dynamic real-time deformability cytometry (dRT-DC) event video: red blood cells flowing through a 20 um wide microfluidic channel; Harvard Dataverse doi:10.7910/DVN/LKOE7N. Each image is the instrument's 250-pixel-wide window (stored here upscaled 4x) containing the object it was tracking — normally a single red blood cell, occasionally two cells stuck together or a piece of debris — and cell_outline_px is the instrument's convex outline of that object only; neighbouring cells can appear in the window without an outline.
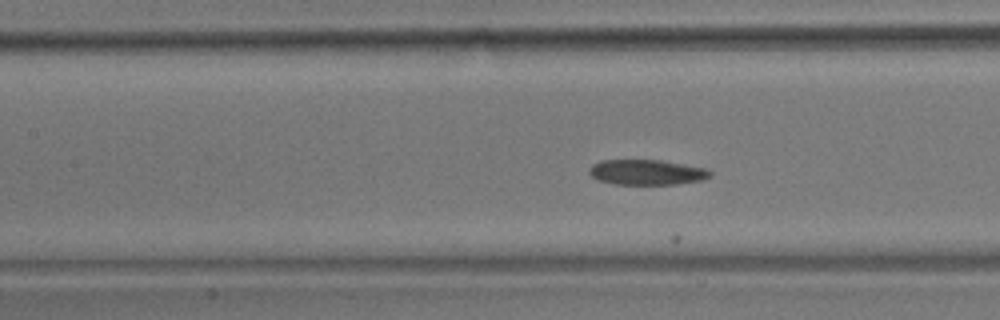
{"species": "common noctule bat (a hibernating species)", "species_latin": "Nyctalus noctula", "temperature_condition": "room temperature", "stored_images_in_passage": 16, "camera_frame_rate_fps": 3000, "um_per_image_px": 0.085, "animal": {"sex": "male", "body_mass_g": 17.9}, "frame": {"image": 1, "passage_image": 12, "time_ms": 3.667, "image_size_px": [1000, 320], "cell_outline_px": [[712, 176], [704, 180], [676, 184], [616, 184], [596, 180], [588, 172], [588, 168], [592, 164], [600, 160], [660, 160], [708, 168], [712, 172]], "centroid_in_image_um": [54.98, 14.64], "position_along_channel_um": 152.4, "area_um2": 18.03}}